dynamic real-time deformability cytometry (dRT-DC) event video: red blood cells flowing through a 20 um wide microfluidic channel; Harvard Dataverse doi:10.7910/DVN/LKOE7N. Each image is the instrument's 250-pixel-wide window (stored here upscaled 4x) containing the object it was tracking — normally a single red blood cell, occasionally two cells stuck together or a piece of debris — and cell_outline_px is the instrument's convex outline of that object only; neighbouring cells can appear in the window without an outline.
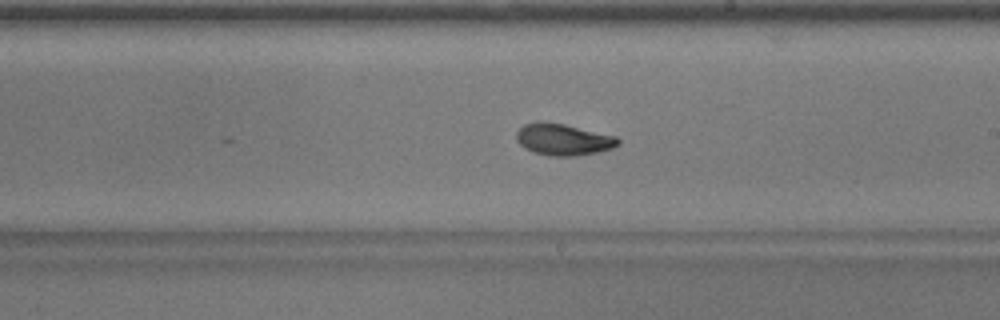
{"species": "common noctule bat (a hibernating species)", "species_latin": "Nyctalus noctula", "temperature_condition": "warm", "stored_images_in_passage": 20, "camera_frame_rate_fps": 3000, "um_per_image_px": 0.085, "animal": {"sex": "male", "body_mass_g": 17.9}, "frame": {"image": 1, "passage_image": 20, "time_ms": 6.333, "image_size_px": [1000, 320], "cell_outline_px": [[620, 144], [612, 148], [596, 152], [576, 156], [548, 156], [532, 152], [524, 148], [516, 140], [516, 132], [524, 124], [564, 124], [616, 136], [620, 140]], "centroid_in_image_um": [47.9, 11.9], "position_along_channel_um": 241.1, "area_um2": 18.32}}